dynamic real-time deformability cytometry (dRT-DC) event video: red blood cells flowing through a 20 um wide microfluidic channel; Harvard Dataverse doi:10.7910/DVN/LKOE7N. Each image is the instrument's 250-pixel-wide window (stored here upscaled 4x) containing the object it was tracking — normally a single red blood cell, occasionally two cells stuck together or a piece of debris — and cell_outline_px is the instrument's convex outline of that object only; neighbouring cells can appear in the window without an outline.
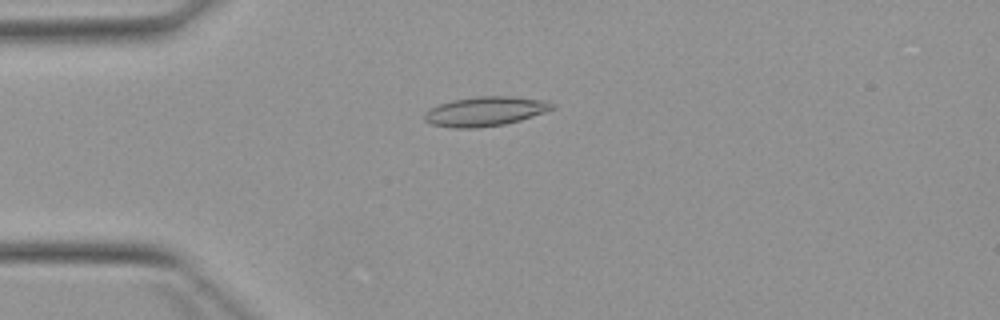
{"species": "Egyptian fruit bat (a non-hibernating species)", "species_latin": "Rousettus aegyptiacus", "temperature_condition": "warm", "stored_images_in_passage": 4, "camera_frame_rate_fps": 3000, "um_per_image_px": 0.085, "animal": {"sex": "female"}, "frame": {"image": 1, "passage_image": 4, "time_ms": 3.667, "image_size_px": [1000, 320], "cell_outline_px": [[556, 108], [520, 120], [504, 124], [476, 128], [452, 128], [432, 124], [424, 120], [424, 112], [428, 108], [452, 100], [476, 96], [512, 96], [548, 100], [556, 104]], "centroid_in_image_um": [41.26, 9.45], "position_along_channel_um": 43.7, "area_um2": 22.14}}